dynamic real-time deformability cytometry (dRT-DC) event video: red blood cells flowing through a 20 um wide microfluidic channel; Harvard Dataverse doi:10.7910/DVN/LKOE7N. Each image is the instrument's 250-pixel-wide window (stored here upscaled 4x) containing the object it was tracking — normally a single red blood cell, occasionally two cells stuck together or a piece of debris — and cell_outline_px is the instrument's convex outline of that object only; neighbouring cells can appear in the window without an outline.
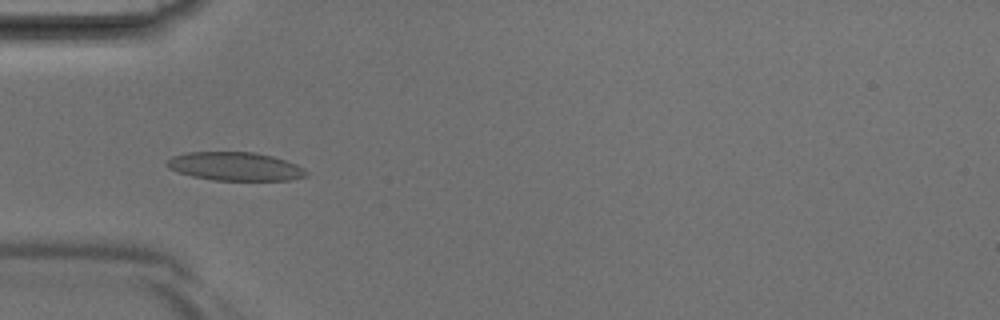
{"species": "Egyptian fruit bat (a non-hibernating species)", "species_latin": "Rousettus aegyptiacus", "temperature_condition": "room temperature", "stored_images_in_passage": 34, "camera_frame_rate_fps": 3000, "um_per_image_px": 0.085, "animal": {"sex": "male"}, "frame": {"image": 1, "passage_image": 11, "time_ms": 3.333, "image_size_px": [1000, 320], "cell_outline_px": [[308, 176], [288, 180], [212, 180], [192, 176], [168, 168], [164, 164], [172, 156], [188, 152], [252, 152], [272, 156], [296, 164], [304, 168], [308, 172]], "centroid_in_image_um": [19.99, 14.14], "position_along_channel_um": 65.0, "area_um2": 23.06}}
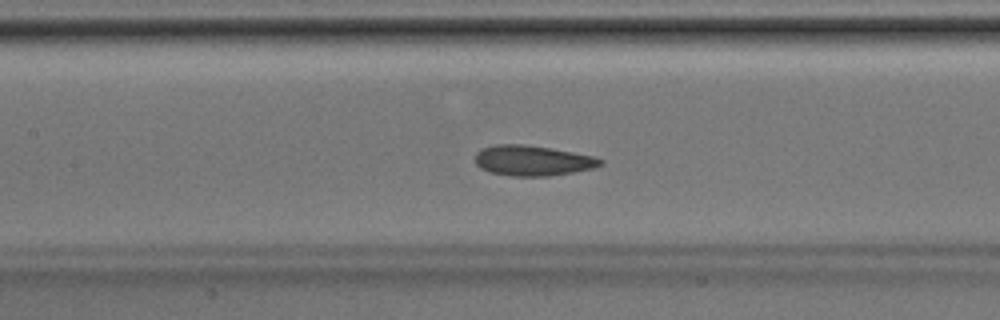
{"frame": {"image": 2, "passage_image": 17, "time_ms": 5.333, "image_size_px": [1000, 320], "cell_outline_px": [[604, 164], [596, 168], [548, 176], [512, 176], [488, 172], [480, 168], [476, 164], [476, 152], [480, 148], [496, 144], [524, 144], [552, 148], [592, 156], [604, 160]], "centroid_in_image_um": [45.26, 13.65], "position_along_channel_um": 162.1, "area_um2": 22.31}}
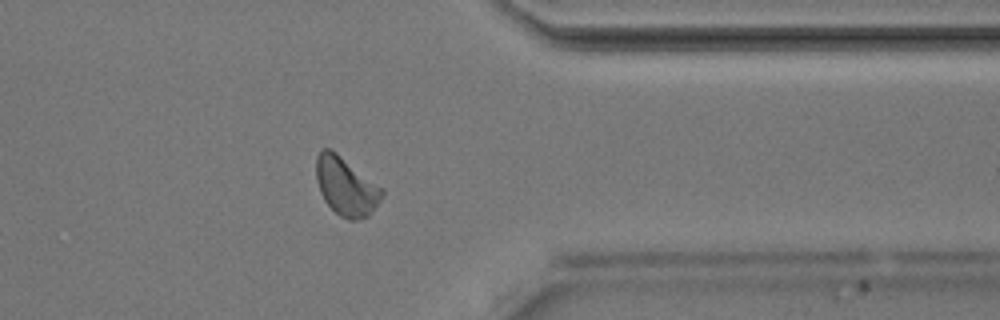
{"frame": {"image": 3, "passage_image": 31, "time_ms": 10.0, "image_size_px": [1000, 320], "cell_outline_px": [[384, 192], [380, 200], [372, 212], [368, 216], [356, 220], [348, 220], [340, 216], [324, 200], [320, 192], [316, 180], [316, 156], [320, 148], [332, 148], [384, 188]], "centroid_in_image_um": [29.41, 15.8], "position_along_channel_um": 382.0, "area_um2": 22.72}}